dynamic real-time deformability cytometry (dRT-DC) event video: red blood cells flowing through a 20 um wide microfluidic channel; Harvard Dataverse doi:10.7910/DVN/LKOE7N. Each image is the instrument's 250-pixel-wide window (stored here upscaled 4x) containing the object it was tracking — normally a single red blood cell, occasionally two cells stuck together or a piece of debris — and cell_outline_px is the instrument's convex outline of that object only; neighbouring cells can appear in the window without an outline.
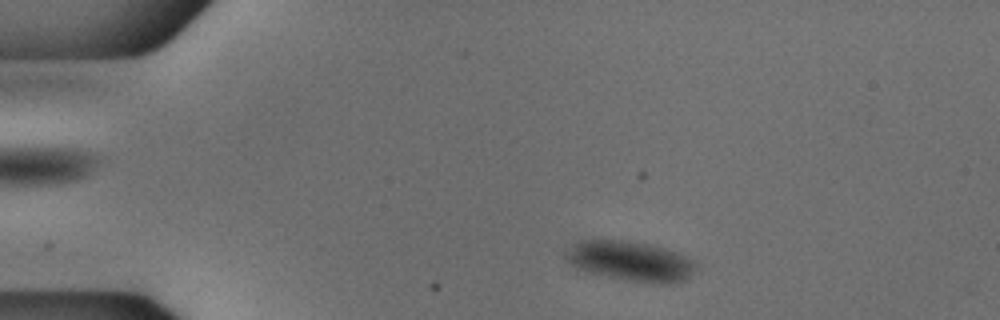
{"species": "common noctule bat (a hibernating species)", "species_latin": "Nyctalus noctula", "temperature_condition": "cold", "stored_images_in_passage": 48, "camera_frame_rate_fps": 3000, "um_per_image_px": 0.085, "animal": {"sex": "male", "body_mass_g": 18.8}, "frame": {"image": 1, "passage_image": 4, "time_ms": 1.0, "image_size_px": [1000, 320], "cell_outline_px": [[692, 272], [684, 280], [668, 284], [652, 284], [628, 280], [588, 272], [576, 268], [564, 256], [564, 252], [580, 240], [628, 240], [648, 244], [664, 248], [676, 252], [692, 260]], "centroid_in_image_um": [53.54, 22.19], "position_along_channel_um": 31.5, "area_um2": 29.82}}
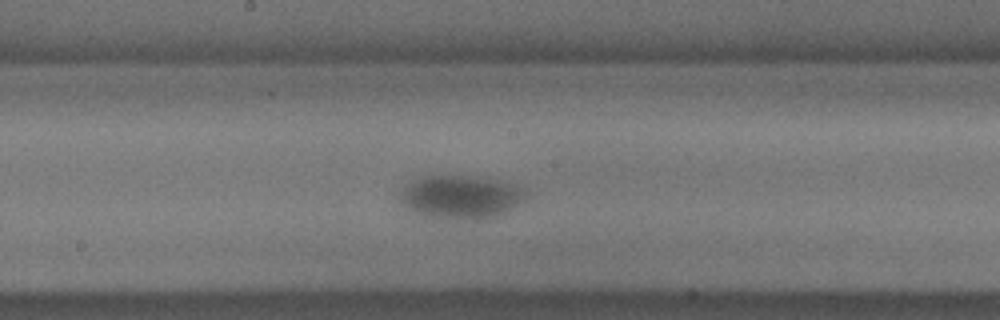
{"frame": {"image": 2, "passage_image": 23, "time_ms": 7.333, "image_size_px": [1000, 320], "cell_outline_px": [[524, 200], [504, 212], [492, 216], [424, 216], [412, 212], [400, 200], [400, 192], [408, 184], [416, 180], [428, 176], [460, 176], [496, 180], [524, 188]], "centroid_in_image_um": [39.11, 16.7], "position_along_channel_um": 209.1, "area_um2": 29.82}}
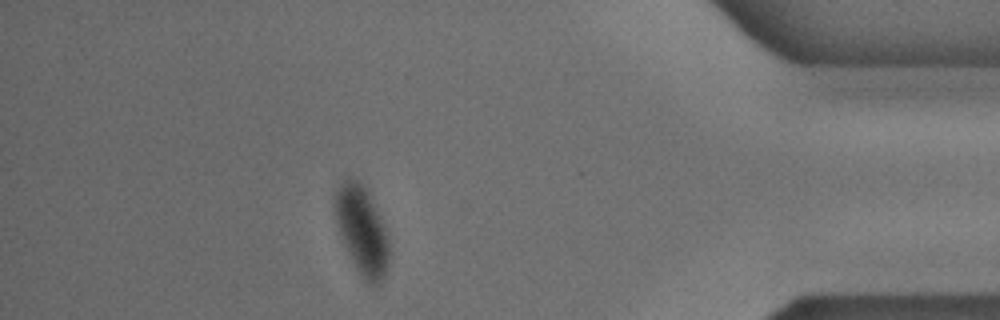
{"frame": {"image": 3, "passage_image": 42, "time_ms": 13.667, "image_size_px": [1000, 320], "cell_outline_px": [[388, 264], [384, 276], [380, 284], [368, 284], [360, 276], [340, 236], [332, 204], [336, 188], [348, 176], [356, 180], [368, 192], [380, 216], [388, 240]], "centroid_in_image_um": [30.72, 19.58], "position_along_channel_um": 404.5, "area_um2": 27.69}}